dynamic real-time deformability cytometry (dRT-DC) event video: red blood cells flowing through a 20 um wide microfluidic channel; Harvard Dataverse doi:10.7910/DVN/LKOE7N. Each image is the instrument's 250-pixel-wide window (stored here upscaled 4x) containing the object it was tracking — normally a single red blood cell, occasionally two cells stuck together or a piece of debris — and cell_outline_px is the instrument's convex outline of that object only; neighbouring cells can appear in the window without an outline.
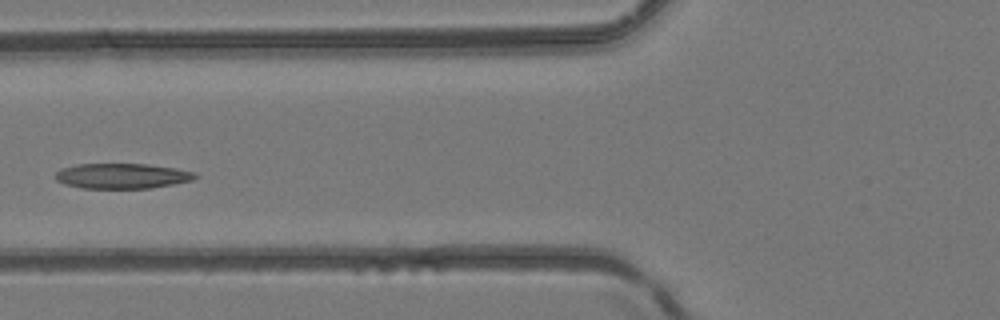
{"species": "common noctule bat (a hibernating species)", "species_latin": "Nyctalus noctula", "temperature_condition": "room temperature", "stored_images_in_passage": 3, "camera_frame_rate_fps": 3000, "um_per_image_px": 0.085, "animal": {"sex": "female", "body_mass_g": 24.6, "forearm_length_mm": 56.2}, "frame": {"image": 1, "passage_image": 2, "time_ms": 1.333, "image_size_px": [1000, 320], "cell_outline_px": [[200, 176], [192, 180], [172, 184], [148, 188], [80, 188], [64, 184], [56, 180], [56, 172], [60, 168], [76, 164], [148, 164], [176, 168], [196, 172]], "centroid_in_image_um": [10.37, 14.95], "position_along_channel_um": 115.4, "area_um2": 20.63}}
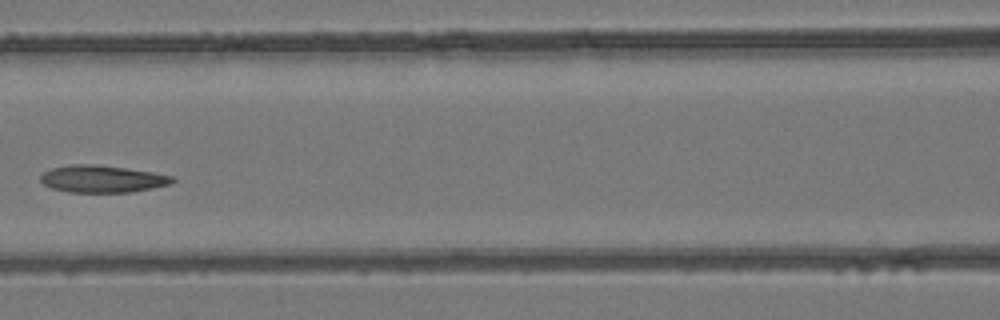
{"frame": {"image": 2, "passage_image": 3, "time_ms": 2.333, "image_size_px": [1000, 320], "cell_outline_px": [[176, 180], [168, 184], [152, 188], [132, 192], [68, 192], [52, 188], [44, 184], [40, 180], [40, 176], [44, 172], [52, 168], [68, 164], [96, 164], [152, 172], [172, 176]], "centroid_in_image_um": [8.66, 15.2], "position_along_channel_um": 157.9, "area_um2": 20.75}}